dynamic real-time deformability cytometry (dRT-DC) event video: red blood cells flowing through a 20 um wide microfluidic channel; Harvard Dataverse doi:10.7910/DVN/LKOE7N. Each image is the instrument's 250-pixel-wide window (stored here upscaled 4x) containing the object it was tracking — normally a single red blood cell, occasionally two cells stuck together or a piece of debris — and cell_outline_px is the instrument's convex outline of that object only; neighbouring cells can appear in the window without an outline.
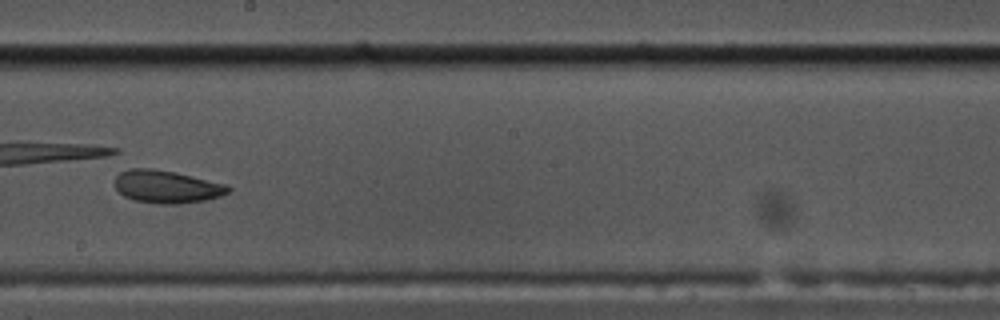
{"species": "common noctule bat (a hibernating species)", "species_latin": "Nyctalus noctula", "temperature_condition": "cold", "stored_images_in_passage": 50, "camera_frame_rate_fps": 3000, "um_per_image_px": 0.085, "animal": {"sex": "male", "body_mass_g": 17.5, "forearm_length_mm": 52.3}, "frame": {"image": 1, "passage_image": 29, "time_ms": 9.333, "image_size_px": [1000, 320], "cell_outline_px": [[232, 192], [220, 196], [204, 200], [180, 204], [164, 204], [136, 200], [124, 196], [116, 188], [116, 176], [120, 172], [128, 168], [152, 168], [172, 172], [224, 184], [232, 188]], "centroid_in_image_um": [14.17, 15.87], "position_along_channel_um": 234.0, "area_um2": 21.27}, "authors_computed_cell_mechanics": {"area_um2": 21.675, "velocity_mm_per_s": 3.4593, "shape_relaxation_time_tau1_ms": 5.9083, "shape_relaxation_time_tau2_ms": null, "deformation_change_tau1": 0.1489, "deformation_change_tau2": null}}